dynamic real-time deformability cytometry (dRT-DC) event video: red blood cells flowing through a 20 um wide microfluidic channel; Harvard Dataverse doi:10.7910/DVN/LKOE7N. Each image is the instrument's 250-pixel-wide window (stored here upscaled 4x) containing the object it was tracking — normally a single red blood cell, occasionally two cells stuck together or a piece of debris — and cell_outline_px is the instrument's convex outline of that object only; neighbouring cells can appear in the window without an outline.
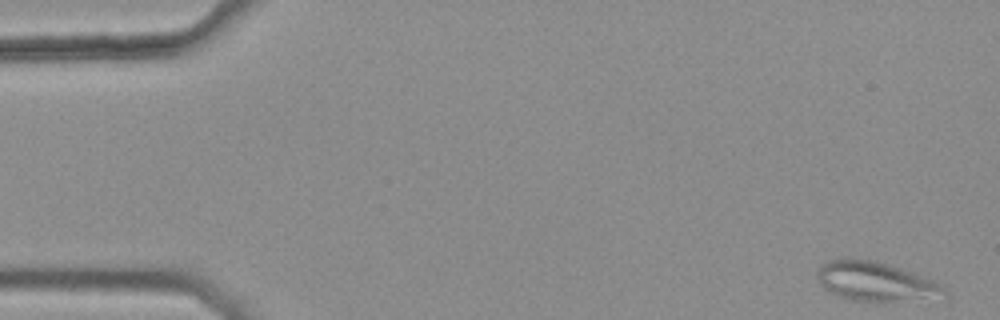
{"species": "common noctule bat (a hibernating species)", "species_latin": "Nyctalus noctula", "temperature_condition": "warm", "stored_images_in_passage": 43, "camera_frame_rate_fps": 3000, "um_per_image_px": 0.085, "animal": {"sex": "female", "body_mass_g": 25.1}, "frame": {"image": 1, "passage_image": 1, "time_ms": 0.0, "image_size_px": [1000, 320], "cell_outline_px": [[948, 300], [852, 300], [828, 292], [820, 284], [816, 276], [816, 268], [820, 264], [828, 260], [872, 260], [888, 264], [900, 268], [932, 280], [940, 284], [948, 292]], "centroid_in_image_um": [74.48, 23.95], "position_along_channel_um": 10.5, "area_um2": 29.02}}
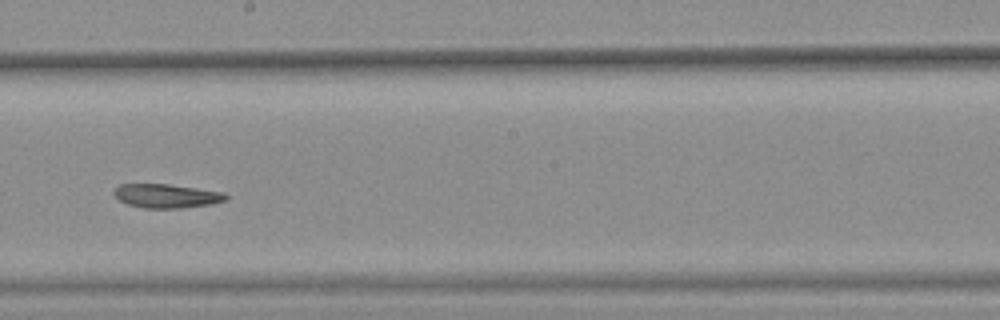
{"frame": {"image": 2, "passage_image": 29, "time_ms": 9.333, "image_size_px": [1000, 320], "cell_outline_px": [[228, 200], [208, 204], [180, 208], [144, 208], [128, 204], [120, 200], [112, 192], [120, 184], [168, 184], [224, 192], [228, 196]], "centroid_in_image_um": [14.16, 16.65], "position_along_channel_um": 234.0, "area_um2": 15.43}}
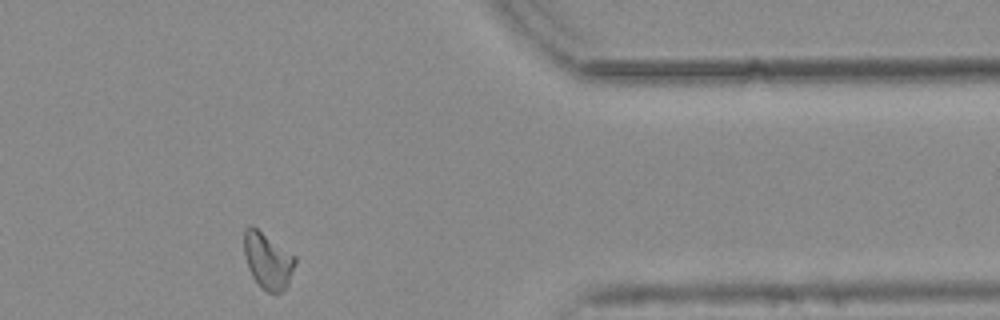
{"frame": {"image": 3, "passage_image": 43, "time_ms": 14.0, "image_size_px": [1000, 320], "cell_outline_px": [[296, 264], [288, 284], [276, 296], [268, 292], [252, 276], [248, 268], [244, 256], [244, 228], [248, 224], [252, 224], [296, 256]], "centroid_in_image_um": [22.76, 22.12], "position_along_channel_um": 388.6, "area_um2": 16.94}}